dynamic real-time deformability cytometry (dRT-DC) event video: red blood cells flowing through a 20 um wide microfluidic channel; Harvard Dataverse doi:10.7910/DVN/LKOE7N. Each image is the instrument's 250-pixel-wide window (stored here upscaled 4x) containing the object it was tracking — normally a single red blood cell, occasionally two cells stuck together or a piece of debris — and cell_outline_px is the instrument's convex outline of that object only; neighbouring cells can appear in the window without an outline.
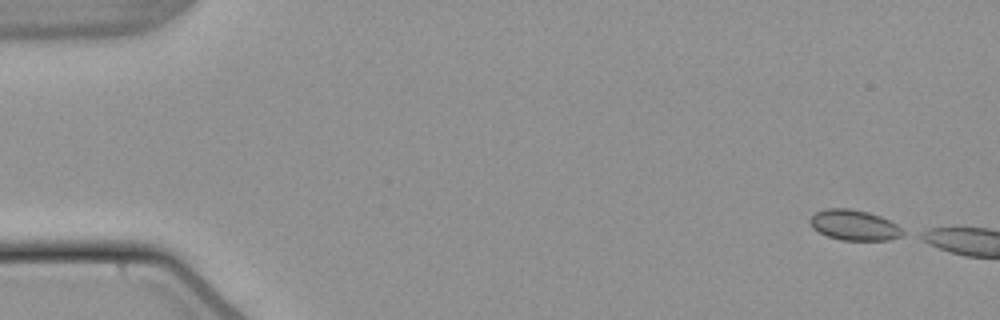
{"species": "common noctule bat (a hibernating species)", "species_latin": "Nyctalus noctula", "temperature_condition": "warm", "stored_images_in_passage": 9, "camera_frame_rate_fps": 3000, "um_per_image_px": 0.085, "animal": {"sex": "male", "body_mass_g": 21.5, "forearm_length_mm": 52.0}, "frame": {"image": 1, "passage_image": 1, "time_ms": 0.0, "image_size_px": [1000, 320], "cell_outline_px": [[908, 232], [904, 236], [888, 240], [840, 240], [828, 236], [812, 228], [808, 220], [816, 212], [824, 208], [848, 208], [868, 212], [880, 216], [896, 224]], "centroid_in_image_um": [72.63, 19.14], "position_along_channel_um": 12.4, "area_um2": 16.65}}